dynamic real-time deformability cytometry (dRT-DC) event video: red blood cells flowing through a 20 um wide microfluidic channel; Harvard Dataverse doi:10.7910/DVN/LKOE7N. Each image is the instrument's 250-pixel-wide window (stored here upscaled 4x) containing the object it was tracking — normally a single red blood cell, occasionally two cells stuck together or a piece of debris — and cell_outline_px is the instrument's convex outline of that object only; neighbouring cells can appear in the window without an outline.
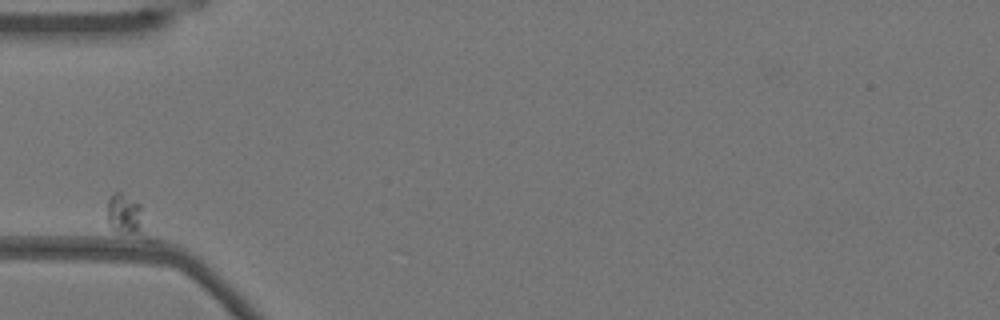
{"species": "Egyptian fruit bat (a non-hibernating species)", "species_latin": "Rousettus aegyptiacus", "temperature_condition": "warm", "stored_images_in_passage": 36, "camera_frame_rate_fps": 3000, "um_per_image_px": 0.085, "animal": {"sex": "female"}, "frame": {"image": 1, "passage_image": 1, "time_ms": 0.0, "image_size_px": [1000, 320], "cell_outline_px": [[156, 240], [144, 240], [116, 232], [108, 224], [108, 200], [112, 192], [120, 192], [140, 204]], "centroid_in_image_um": [10.9, 18.48], "position_along_channel_um": 74.1, "area_um2": 10.69}}
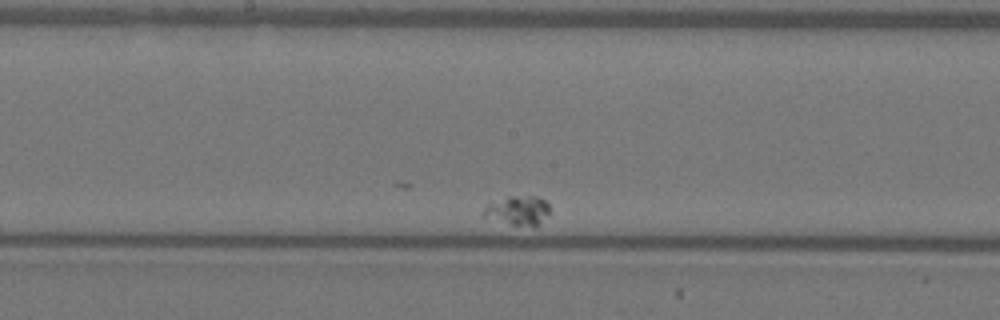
{"frame": {"image": 2, "passage_image": 17, "time_ms": 5.333, "image_size_px": [1000, 320], "cell_outline_px": [[552, 212], [536, 228], [512, 224], [484, 216], [484, 208], [488, 204], [508, 196], [540, 196], [548, 204]], "centroid_in_image_um": [44.14, 17.9], "position_along_channel_um": 204.1, "area_um2": 11.39}}
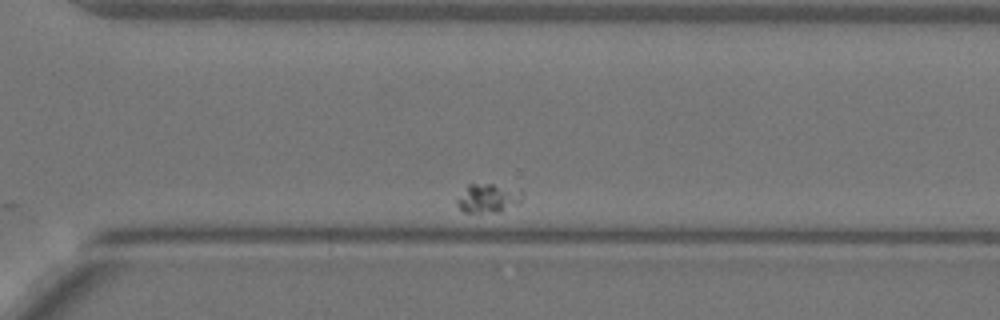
{"frame": {"image": 3, "passage_image": 31, "time_ms": 10.0, "image_size_px": [1000, 320], "cell_outline_px": [[524, 196], [520, 200], [500, 212], [464, 212], [456, 204], [456, 196], [468, 184], [492, 184], [524, 192]], "centroid_in_image_um": [41.4, 16.84], "position_along_channel_um": 329.2, "area_um2": 10.81}}